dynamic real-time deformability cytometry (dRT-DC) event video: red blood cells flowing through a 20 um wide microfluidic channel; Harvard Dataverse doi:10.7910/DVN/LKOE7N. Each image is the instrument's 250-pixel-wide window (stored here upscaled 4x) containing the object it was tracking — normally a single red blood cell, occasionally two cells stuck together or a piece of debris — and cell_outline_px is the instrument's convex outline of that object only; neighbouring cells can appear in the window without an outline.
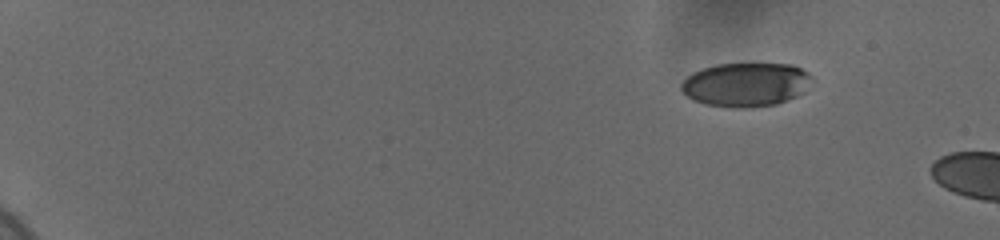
{"species": "human", "species_latin": "Homo sapiens", "temperature_condition": "cold", "stored_images_in_passage": 5, "camera_frame_rate_fps": 3000, "um_per_image_px": 0.085, "donor": {"sex": "female"}, "frame": {"image": 1, "passage_image": 1, "time_ms": 0.0, "image_size_px": [1000, 240], "cell_outline_px": [[812, 76], [804, 92], [788, 100], [776, 104], [744, 108], [736, 108], [704, 104], [688, 96], [680, 88], [680, 84], [692, 72], [716, 64], [792, 64], [808, 72]], "centroid_in_image_um": [63.4, 7.19], "position_along_channel_um": 21.6, "area_um2": 33.23}}